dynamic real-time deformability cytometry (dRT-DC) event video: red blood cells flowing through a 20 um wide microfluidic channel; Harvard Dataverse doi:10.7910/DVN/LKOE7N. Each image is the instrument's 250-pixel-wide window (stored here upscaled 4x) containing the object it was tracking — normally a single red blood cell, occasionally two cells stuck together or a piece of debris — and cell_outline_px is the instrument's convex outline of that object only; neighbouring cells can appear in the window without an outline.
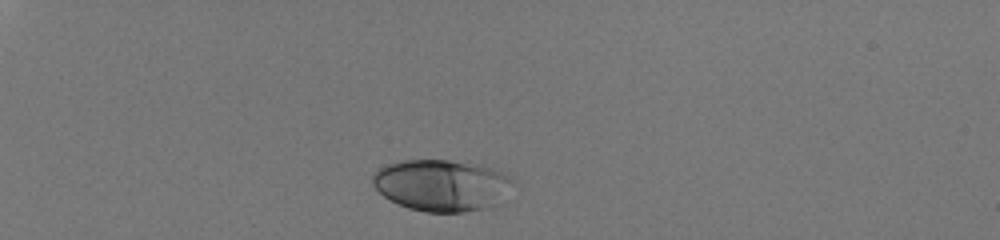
{"species": "human", "species_latin": "Homo sapiens", "temperature_condition": "room temperature", "stored_images_in_passage": 33, "camera_frame_rate_fps": 3000, "um_per_image_px": 0.085, "donor": {"sex": "male"}, "frame": {"image": 1, "passage_image": 1, "time_ms": 0.0, "image_size_px": [1000, 240], "cell_outline_px": [[512, 180], [480, 208], [464, 212], [424, 212], [408, 208], [384, 196], [372, 184], [372, 176], [376, 168], [388, 164], [404, 160], [448, 160], [492, 168], [508, 176]], "centroid_in_image_um": [37.29, 15.71], "position_along_channel_um": 47.7, "area_um2": 40.06}}
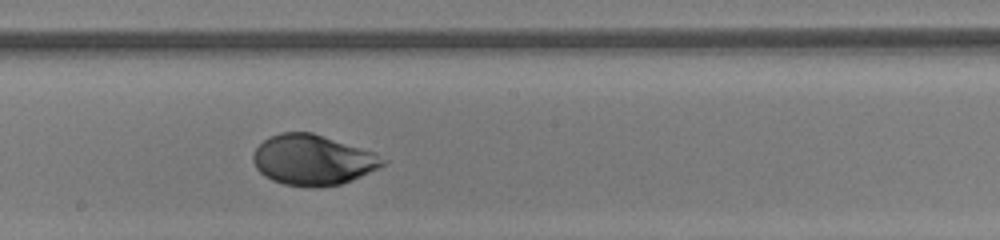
{"frame": {"image": 2, "passage_image": 19, "time_ms": 6.0, "image_size_px": [1000, 240], "cell_outline_px": [[388, 160], [384, 164], [352, 180], [340, 184], [312, 188], [284, 184], [272, 180], [264, 176], [256, 168], [252, 160], [252, 156], [256, 148], [264, 140], [280, 132], [312, 132], [376, 152]], "centroid_in_image_um": [26.58, 13.59], "position_along_channel_um": 221.6, "area_um2": 38.09}}
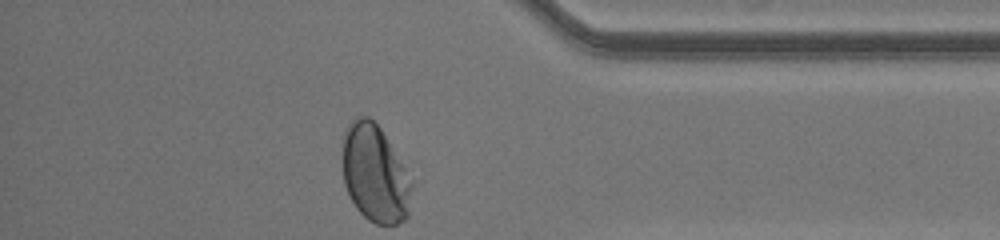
{"frame": {"image": 3, "passage_image": 33, "time_ms": 10.667, "image_size_px": [1000, 240], "cell_outline_px": [[412, 184], [408, 216], [404, 220], [396, 224], [376, 224], [368, 220], [356, 208], [344, 184], [340, 160], [344, 128], [356, 116], [368, 116], [380, 128], [412, 180]], "centroid_in_image_um": [31.82, 14.74], "position_along_channel_um": 403.4, "area_um2": 39.65}, "authors_computed_cell_mechanics": {"area_um2": 38.5526, "velocity_mm_per_s": 4.0823, "shape_relaxation_time_tau1_ms": 2.664, "shape_relaxation_time_tau2_ms": null, "deformation_change_tau1": 0.1601, "deformation_change_tau2": null}}